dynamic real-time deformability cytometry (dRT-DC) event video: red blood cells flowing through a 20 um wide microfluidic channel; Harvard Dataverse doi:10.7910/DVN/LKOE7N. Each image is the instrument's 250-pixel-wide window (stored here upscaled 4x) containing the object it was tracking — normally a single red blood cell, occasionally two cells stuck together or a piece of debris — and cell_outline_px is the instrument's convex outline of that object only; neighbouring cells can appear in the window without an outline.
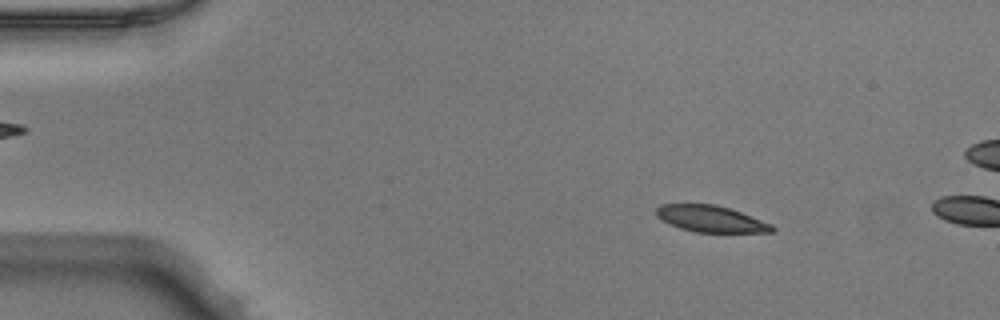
{"species": "Egyptian fruit bat (a non-hibernating species)", "species_latin": "Rousettus aegyptiacus", "temperature_condition": "warm", "stored_images_in_passage": 7, "camera_frame_rate_fps": 3000, "um_per_image_px": 0.085, "animal": {"sex": "male"}, "frame": {"image": 1, "passage_image": 4, "time_ms": 1.0, "image_size_px": [1000, 320], "cell_outline_px": [[776, 228], [772, 232], [696, 232], [680, 228], [668, 224], [656, 216], [656, 208], [660, 204], [716, 204], [740, 212], [772, 224]], "centroid_in_image_um": [60.39, 18.6], "position_along_channel_um": 24.6, "area_um2": 17.8}}